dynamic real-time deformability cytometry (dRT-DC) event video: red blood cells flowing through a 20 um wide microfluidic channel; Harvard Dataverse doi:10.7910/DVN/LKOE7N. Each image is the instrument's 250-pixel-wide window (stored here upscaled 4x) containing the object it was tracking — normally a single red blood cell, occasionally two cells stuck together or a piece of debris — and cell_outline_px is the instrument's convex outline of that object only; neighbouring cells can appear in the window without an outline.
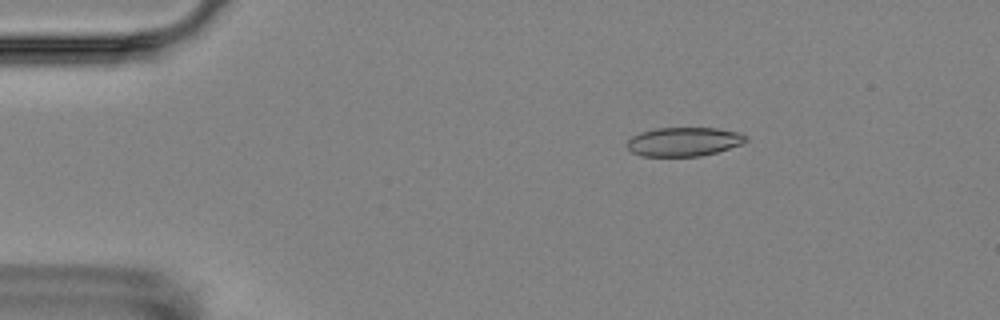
{"species": "Egyptian fruit bat (a non-hibernating species)", "species_latin": "Rousettus aegyptiacus", "temperature_condition": "room temperature", "stored_images_in_passage": 4, "camera_frame_rate_fps": 3000, "um_per_image_px": 0.085, "animal": {"sex": "female"}, "frame": {"image": 1, "passage_image": 2, "time_ms": 1.333, "image_size_px": [1000, 320], "cell_outline_px": [[748, 140], [740, 144], [716, 152], [700, 156], [644, 156], [632, 152], [624, 144], [632, 136], [640, 132], [656, 128], [716, 128], [736, 132], [748, 136]], "centroid_in_image_um": [58.09, 12.04], "position_along_channel_um": 26.9, "area_um2": 19.94}}